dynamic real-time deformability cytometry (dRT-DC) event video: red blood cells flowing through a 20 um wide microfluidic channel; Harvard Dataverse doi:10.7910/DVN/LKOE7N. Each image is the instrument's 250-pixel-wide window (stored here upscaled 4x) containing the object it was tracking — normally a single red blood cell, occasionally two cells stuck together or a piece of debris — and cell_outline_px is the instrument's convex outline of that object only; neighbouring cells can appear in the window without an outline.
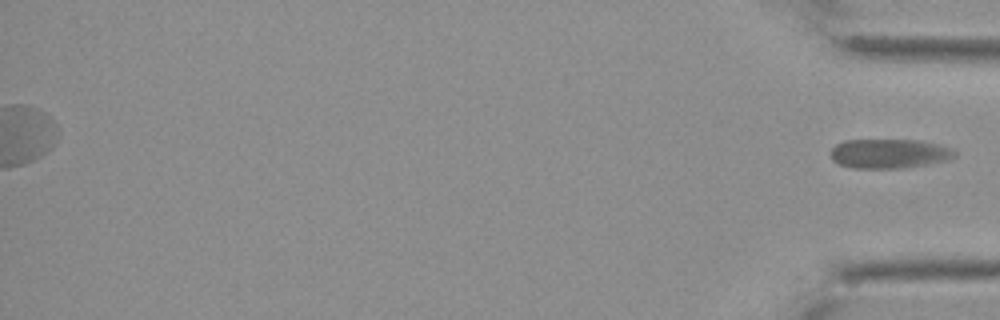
{"species": "Egyptian fruit bat (a non-hibernating species)", "species_latin": "Rousettus aegyptiacus", "temperature_condition": "cold", "stored_images_in_passage": 51, "segment_of_instrument_passage": [2, 2], "camera_frame_rate_fps": 3000, "um_per_image_px": 0.085, "animal": {"sex": "female"}, "frame": {"image": 1, "passage_image": 51, "time_ms": 16.667, "image_size_px": [1000, 320], "cell_outline_px": [[956, 156], [944, 160], [924, 164], [900, 168], [852, 168], [840, 164], [832, 160], [828, 152], [836, 144], [844, 140], [916, 140], [936, 144], [952, 148], [956, 152]], "centroid_in_image_um": [75.51, 13.05], "position_along_channel_um": 359.7, "area_um2": 21.1}}